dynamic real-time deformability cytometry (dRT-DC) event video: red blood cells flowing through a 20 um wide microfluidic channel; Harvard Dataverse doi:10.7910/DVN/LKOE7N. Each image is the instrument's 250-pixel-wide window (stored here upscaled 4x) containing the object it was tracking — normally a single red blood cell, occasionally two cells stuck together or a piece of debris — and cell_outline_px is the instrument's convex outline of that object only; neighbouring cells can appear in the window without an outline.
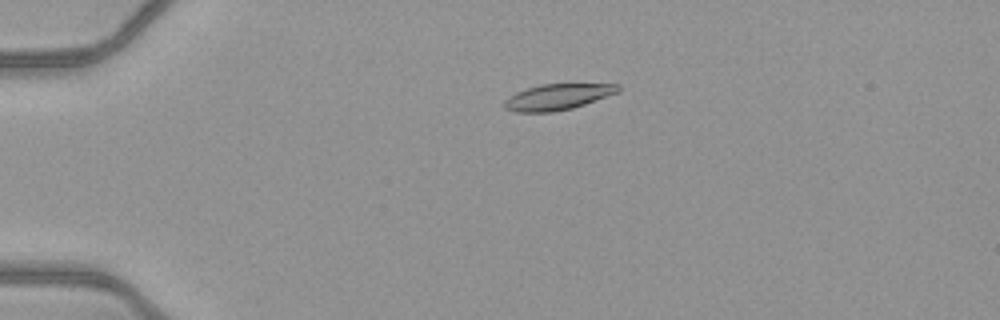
{"species": "common noctule bat (a hibernating species)", "species_latin": "Nyctalus noctula", "temperature_condition": "warm", "stored_images_in_passage": 43, "camera_frame_rate_fps": 3000, "um_per_image_px": 0.085, "animal": {"sex": "female", "body_mass_g": 21.9}, "frame": {"image": 1, "passage_image": 4, "time_ms": 1.0, "image_size_px": [1000, 320], "cell_outline_px": [[620, 92], [572, 108], [552, 112], [516, 112], [504, 108], [504, 100], [508, 96], [516, 92], [540, 84], [620, 84]], "centroid_in_image_um": [47.39, 8.23], "position_along_channel_um": 37.6, "area_um2": 17.17}}
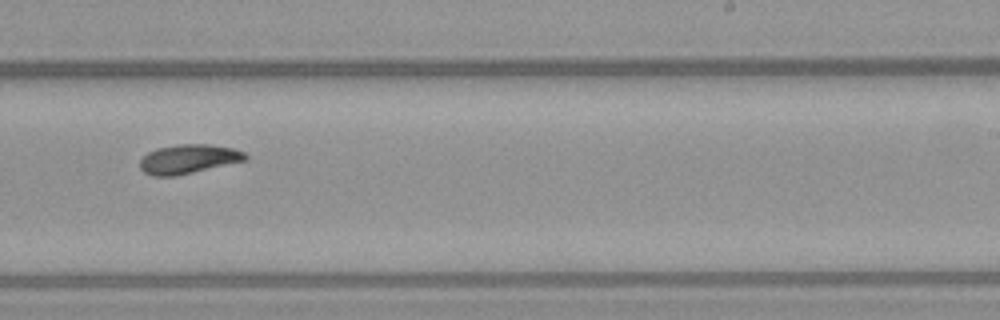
{"frame": {"image": 2, "passage_image": 25, "time_ms": 8.0, "image_size_px": [1000, 320], "cell_outline_px": [[248, 160], [176, 176], [152, 176], [144, 172], [140, 168], [140, 160], [148, 152], [156, 148], [180, 144], [208, 144], [232, 148], [244, 152], [248, 156]], "centroid_in_image_um": [16.02, 13.52], "position_along_channel_um": 273.0, "area_um2": 17.98}}
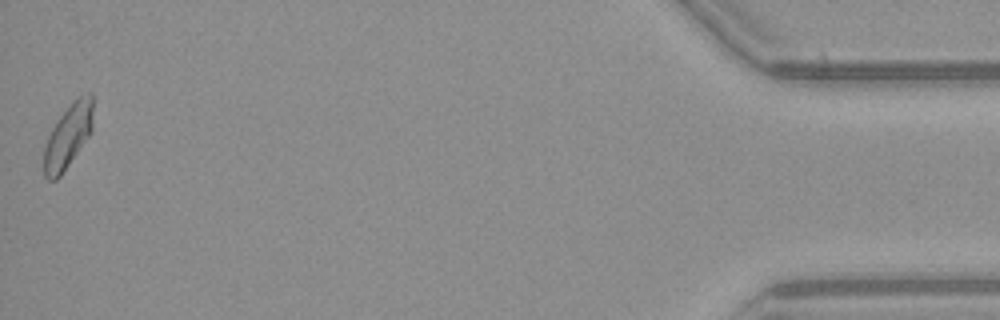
{"frame": {"image": 3, "passage_image": 43, "time_ms": 14.0, "image_size_px": [1000, 320], "cell_outline_px": [[92, 132], [60, 176], [56, 180], [48, 180], [44, 176], [44, 148], [48, 136], [56, 120], [80, 96], [88, 92], [92, 92]], "centroid_in_image_um": [5.78, 11.6], "position_along_channel_um": 429.4, "area_um2": 17.98}, "authors_computed_cell_mechanics": {"area_um2": 17.8024, "velocity_mm_per_s": 4.0877, "shape_relaxation_time_tau1_ms": 3.2122, "shape_relaxation_time_tau2_ms": 6.523, "deformation_change_tau1": 0.1111, "deformation_change_tau2": 0.1191}}